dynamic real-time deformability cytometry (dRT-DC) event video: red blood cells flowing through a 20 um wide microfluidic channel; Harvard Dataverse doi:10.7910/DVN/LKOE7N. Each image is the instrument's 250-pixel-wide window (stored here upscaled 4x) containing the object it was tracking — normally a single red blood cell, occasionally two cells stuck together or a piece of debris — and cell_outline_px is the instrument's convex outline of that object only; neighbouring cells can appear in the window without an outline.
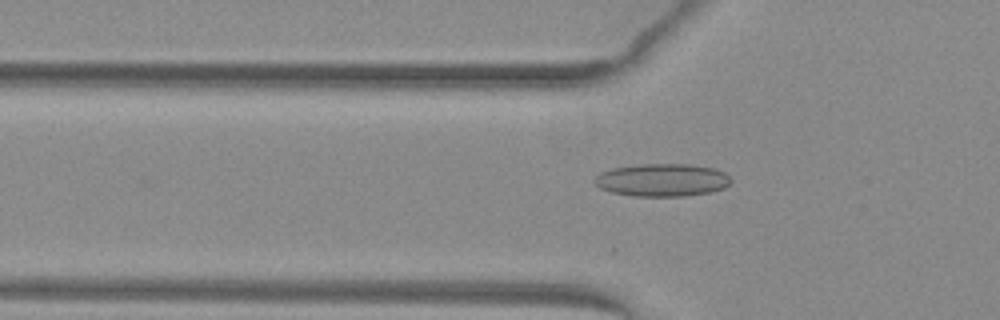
{"species": "common noctule bat (a hibernating species)", "species_latin": "Nyctalus noctula", "temperature_condition": "warm", "stored_images_in_passage": 29, "camera_frame_rate_fps": 3000, "um_per_image_px": 0.085, "animal": {"sex": "female", "body_mass_g": 29.2, "forearm_length_mm": 56.3}, "frame": {"image": 1, "passage_image": 4, "time_ms": 1.0, "image_size_px": [1000, 320], "cell_outline_px": [[732, 180], [724, 188], [712, 192], [684, 196], [632, 196], [612, 192], [600, 188], [592, 184], [592, 180], [600, 172], [612, 168], [640, 164], [692, 164], [716, 168], [724, 172]], "centroid_in_image_um": [56.26, 15.3], "position_along_channel_um": 69.5, "area_um2": 26.36}}
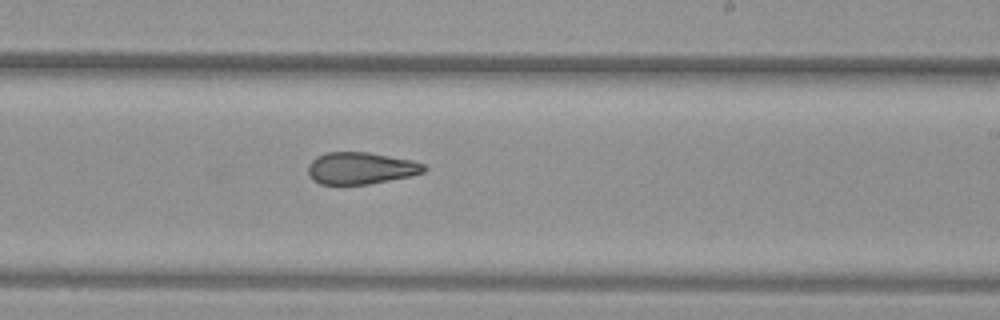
{"frame": {"image": 2, "passage_image": 18, "time_ms": 5.667, "image_size_px": [1000, 320], "cell_outline_px": [[428, 168], [424, 172], [412, 176], [368, 184], [320, 184], [312, 180], [308, 176], [308, 164], [316, 156], [328, 152], [368, 152], [412, 160], [424, 164]], "centroid_in_image_um": [30.66, 14.3], "position_along_channel_um": 258.3, "area_um2": 21.73}}
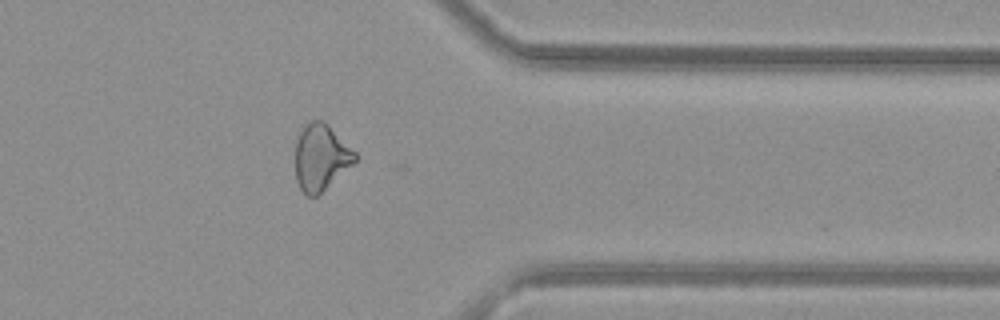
{"frame": {"image": 3, "passage_image": 28, "time_ms": 9.0, "image_size_px": [1000, 320], "cell_outline_px": [[356, 160], [352, 164], [316, 196], [308, 196], [300, 188], [296, 180], [296, 140], [300, 128], [304, 124], [312, 120], [324, 120], [356, 152]], "centroid_in_image_um": [27.25, 13.32], "position_along_channel_um": 384.2, "area_um2": 22.83}, "authors_computed_cell_mechanics": {"area_um2": 22.4842, "velocity_mm_per_s": 4.0495, "shape_relaxation_time_tau1_ms": null, "shape_relaxation_time_tau2_ms": 3.0487, "deformation_change_tau1": null, "deformation_change_tau2": 0.1149}}